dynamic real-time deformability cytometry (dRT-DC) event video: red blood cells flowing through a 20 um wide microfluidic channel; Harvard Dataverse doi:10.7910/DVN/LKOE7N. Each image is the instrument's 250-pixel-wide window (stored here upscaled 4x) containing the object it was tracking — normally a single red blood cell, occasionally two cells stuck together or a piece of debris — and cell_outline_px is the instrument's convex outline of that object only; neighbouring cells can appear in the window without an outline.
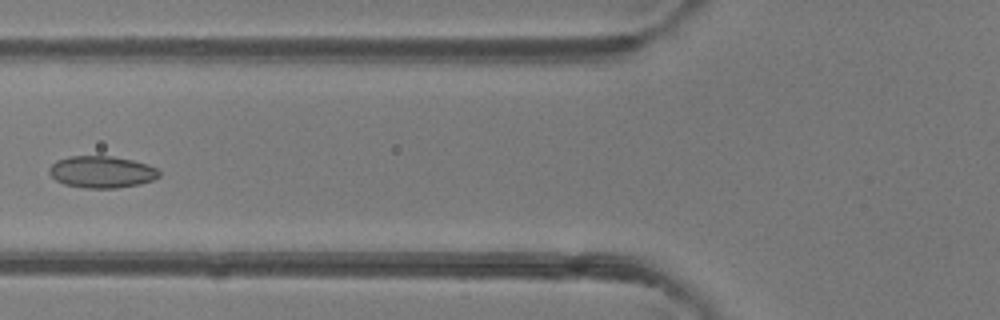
{"species": "common noctule bat (a hibernating species)", "species_latin": "Nyctalus noctula", "temperature_condition": "room temperature", "stored_images_in_passage": 5, "camera_frame_rate_fps": 3000, "um_per_image_px": 0.085, "animal": {"sex": "female"}, "frame": {"image": 1, "passage_image": 4, "time_ms": 3.667, "image_size_px": [1000, 320], "cell_outline_px": [[160, 176], [152, 180], [140, 184], [116, 188], [84, 188], [64, 184], [56, 180], [48, 172], [48, 168], [56, 160], [72, 156], [112, 156], [132, 160], [148, 164], [156, 168], [160, 172]], "centroid_in_image_um": [8.64, 14.61], "position_along_channel_um": 117.2, "area_um2": 20.46}}
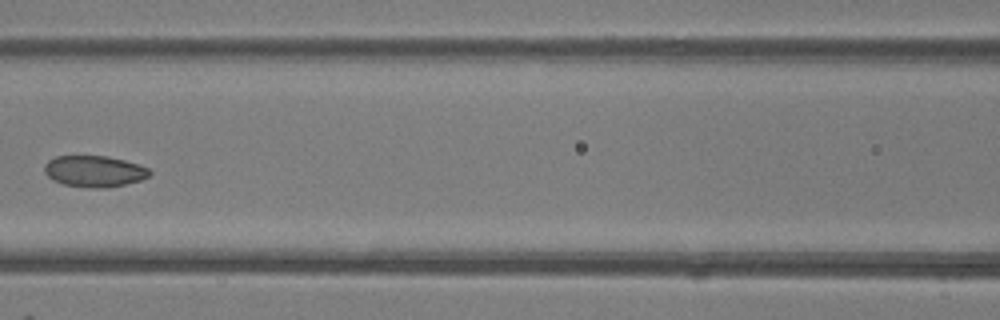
{"frame": {"image": 2, "passage_image": 5, "time_ms": 4.667, "image_size_px": [1000, 320], "cell_outline_px": [[152, 172], [148, 176], [140, 180], [108, 188], [92, 188], [64, 184], [52, 180], [44, 172], [44, 164], [48, 160], [56, 156], [108, 156], [124, 160], [148, 168]], "centroid_in_image_um": [7.99, 14.56], "position_along_channel_um": 158.6, "area_um2": 19.13}}